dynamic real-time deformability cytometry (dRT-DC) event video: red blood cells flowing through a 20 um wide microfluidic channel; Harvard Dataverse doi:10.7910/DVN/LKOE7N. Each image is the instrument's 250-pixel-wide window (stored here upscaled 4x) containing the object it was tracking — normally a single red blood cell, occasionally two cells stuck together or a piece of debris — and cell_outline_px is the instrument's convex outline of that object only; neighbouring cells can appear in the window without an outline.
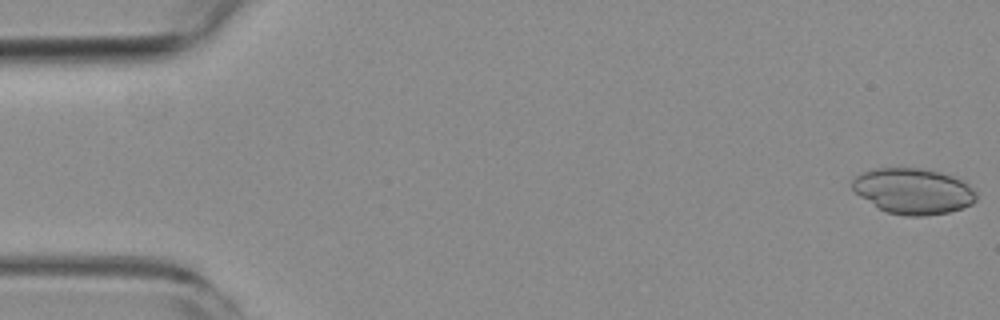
{"species": "common noctule bat (a hibernating species)", "species_latin": "Nyctalus noctula", "temperature_condition": "room temperature", "stored_images_in_passage": 13, "camera_frame_rate_fps": 3000, "um_per_image_px": 0.085, "animal": {"sex": "female", "body_mass_g": 19.3, "forearm_length_mm": 54.1}, "frame": {"image": 1, "passage_image": 1, "time_ms": 0.0, "image_size_px": [1000, 320], "cell_outline_px": [[976, 200], [972, 204], [948, 212], [924, 216], [908, 216], [888, 212], [880, 208], [860, 196], [852, 188], [852, 180], [856, 176], [864, 172], [876, 168], [920, 168], [940, 172], [952, 176], [968, 184], [976, 192]], "centroid_in_image_um": [77.63, 16.24], "position_along_channel_um": 7.4, "area_um2": 32.66}}